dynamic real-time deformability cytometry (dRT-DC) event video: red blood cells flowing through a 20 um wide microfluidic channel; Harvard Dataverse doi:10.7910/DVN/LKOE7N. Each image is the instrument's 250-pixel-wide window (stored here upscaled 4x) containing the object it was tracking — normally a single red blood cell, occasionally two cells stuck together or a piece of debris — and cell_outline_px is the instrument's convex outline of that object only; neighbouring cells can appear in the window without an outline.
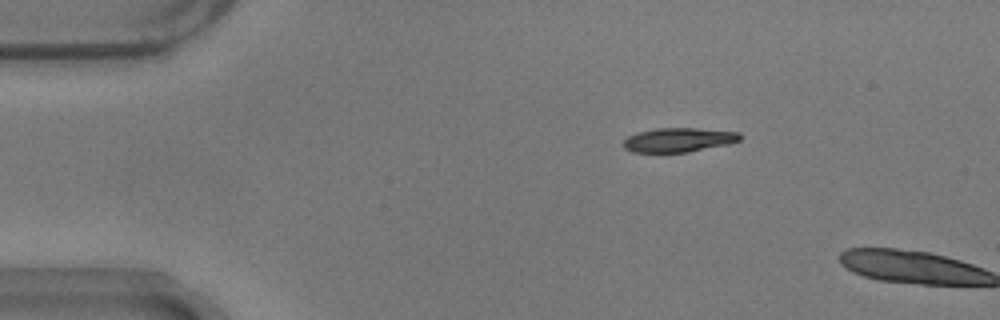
{"species": "common noctule bat (a hibernating species)", "species_latin": "Nyctalus noctula", "temperature_condition": "warm", "stored_images_in_passage": 2, "camera_frame_rate_fps": 3000, "um_per_image_px": 0.085, "animal": {"sex": "male", "body_mass_g": 17.9}, "frame": {"image": 1, "passage_image": 1, "time_ms": 0.0, "image_size_px": [1000, 320], "cell_outline_px": [[740, 140], [728, 144], [688, 152], [632, 152], [624, 148], [624, 140], [628, 136], [636, 132], [656, 128], [696, 128], [740, 132]], "centroid_in_image_um": [57.66, 11.88], "position_along_channel_um": 27.3, "area_um2": 16.42}}